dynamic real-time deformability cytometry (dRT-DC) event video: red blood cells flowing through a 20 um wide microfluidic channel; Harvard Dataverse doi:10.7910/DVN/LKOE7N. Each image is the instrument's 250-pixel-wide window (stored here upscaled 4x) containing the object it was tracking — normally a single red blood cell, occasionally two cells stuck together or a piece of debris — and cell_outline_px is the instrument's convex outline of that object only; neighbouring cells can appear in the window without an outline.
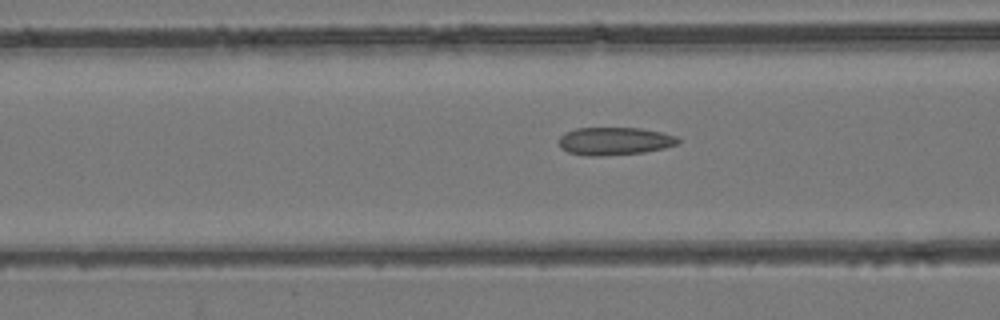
{"species": "common noctule bat (a hibernating species)", "species_latin": "Nyctalus noctula", "temperature_condition": "room temperature", "stored_images_in_passage": 53, "camera_frame_rate_fps": 3000, "um_per_image_px": 0.085, "animal": {"sex": "female", "body_mass_g": 24.6, "forearm_length_mm": 56.2}, "frame": {"image": 1, "passage_image": 21, "time_ms": 6.667, "image_size_px": [1000, 320], "cell_outline_px": [[680, 144], [664, 148], [644, 152], [604, 156], [588, 156], [568, 152], [560, 148], [560, 136], [564, 132], [576, 128], [640, 128], [664, 132], [676, 136], [680, 140]], "centroid_in_image_um": [52.26, 11.99], "position_along_channel_um": 114.3, "area_um2": 19.54}}
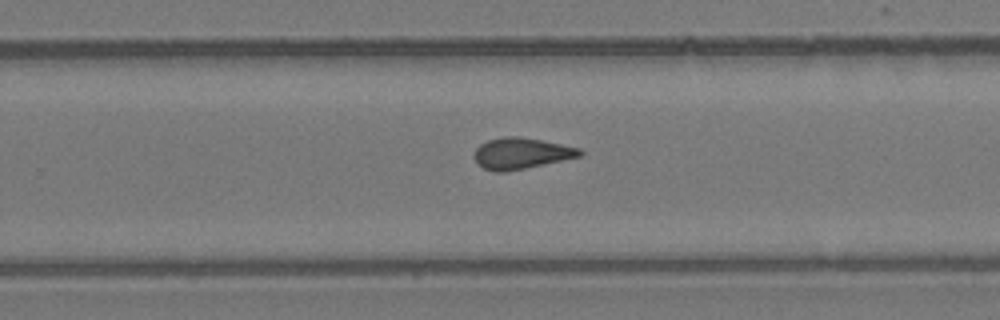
{"frame": {"image": 2, "passage_image": 34, "time_ms": 11.0, "image_size_px": [1000, 320], "cell_outline_px": [[584, 156], [504, 172], [496, 172], [484, 168], [476, 164], [472, 156], [476, 148], [480, 144], [488, 140], [504, 136], [516, 136], [540, 140], [580, 148], [584, 152]], "centroid_in_image_um": [44.28, 13.04], "position_along_channel_um": 285.5, "area_um2": 19.25}}
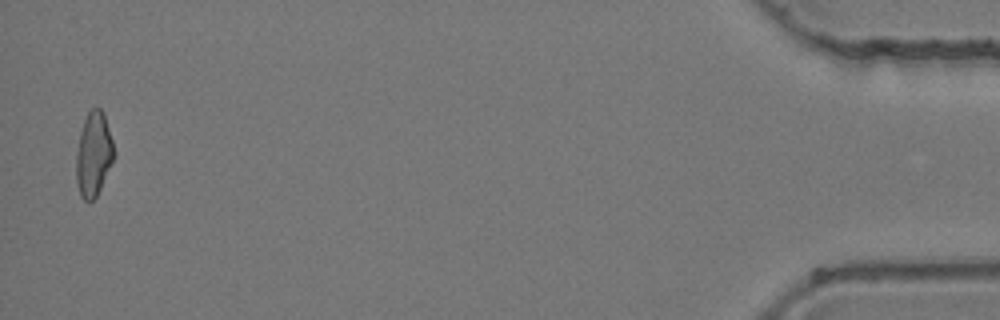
{"frame": {"image": 3, "passage_image": 52, "time_ms": 17.0, "image_size_px": [1000, 320], "cell_outline_px": [[116, 152], [100, 188], [96, 196], [88, 204], [80, 196], [76, 180], [76, 152], [80, 132], [84, 120], [88, 112], [92, 108], [100, 108], [104, 112]], "centroid_in_image_um": [7.95, 13.1], "position_along_channel_um": 427.3, "area_um2": 18.61}, "authors_computed_cell_mechanics": {"area_um2": 19.2474, "velocity_mm_per_s": 3.9565, "shape_relaxation_time_tau1_ms": null, "shape_relaxation_time_tau2_ms": 2.5863, "deformation_change_tau1": null, "deformation_change_tau2": 0.106}}